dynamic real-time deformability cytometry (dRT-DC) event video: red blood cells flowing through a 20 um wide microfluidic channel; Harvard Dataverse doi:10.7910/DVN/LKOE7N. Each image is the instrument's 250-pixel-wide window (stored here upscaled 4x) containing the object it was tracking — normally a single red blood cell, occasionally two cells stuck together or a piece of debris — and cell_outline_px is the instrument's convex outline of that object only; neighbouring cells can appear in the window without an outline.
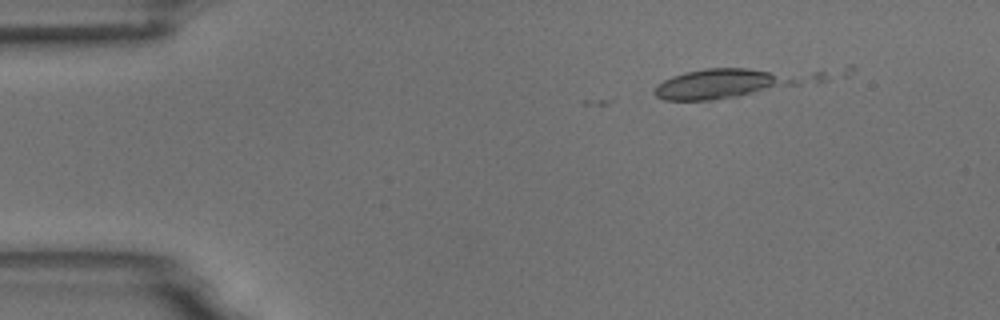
{"species": "common noctule bat (a hibernating species)", "species_latin": "Nyctalus noctula", "temperature_condition": "room temperature", "stored_images_in_passage": 4, "camera_frame_rate_fps": 3000, "um_per_image_px": 0.085, "animal": {"sex": "male", "body_mass_g": 18.8}, "frame": {"image": 1, "passage_image": 2, "time_ms": 2.0, "image_size_px": [1000, 320], "cell_outline_px": [[780, 80], [772, 84], [752, 92], [740, 96], [712, 100], [664, 100], [656, 96], [652, 92], [664, 80], [672, 76], [684, 72], [704, 68], [748, 68], [768, 72]], "centroid_in_image_um": [60.64, 7.14], "position_along_channel_um": 24.4, "area_um2": 21.68}}